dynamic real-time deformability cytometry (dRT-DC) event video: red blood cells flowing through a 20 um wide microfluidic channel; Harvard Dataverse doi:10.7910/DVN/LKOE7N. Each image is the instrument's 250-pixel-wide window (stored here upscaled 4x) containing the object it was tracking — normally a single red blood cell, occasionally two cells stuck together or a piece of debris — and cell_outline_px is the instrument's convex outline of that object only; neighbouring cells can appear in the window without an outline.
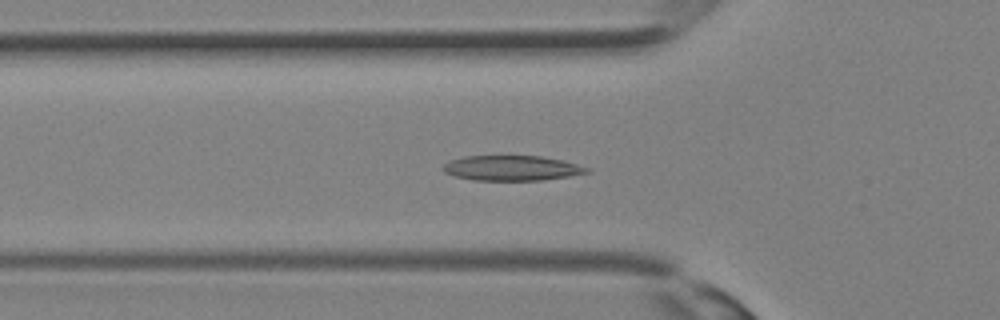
{"species": "Egyptian fruit bat (a non-hibernating species)", "species_latin": "Rousettus aegyptiacus", "temperature_condition": "room temperature", "stored_images_in_passage": 33, "camera_frame_rate_fps": 3000, "um_per_image_px": 0.085, "animal": {"sex": "female"}, "frame": {"image": 1, "passage_image": 12, "time_ms": 3.667, "image_size_px": [1000, 320], "cell_outline_px": [[592, 172], [544, 180], [472, 180], [456, 176], [444, 172], [440, 168], [448, 160], [464, 156], [544, 156], [564, 160], [592, 168]], "centroid_in_image_um": [43.53, 14.28], "position_along_channel_um": 82.3, "area_um2": 21.33}}
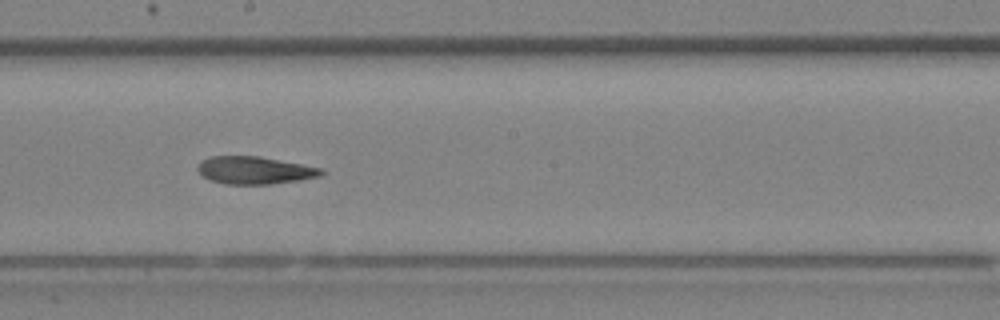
{"frame": {"image": 2, "passage_image": 19, "time_ms": 6.0, "image_size_px": [1000, 320], "cell_outline_px": [[324, 172], [320, 176], [300, 180], [268, 184], [224, 184], [212, 180], [204, 176], [196, 168], [200, 160], [212, 156], [260, 156], [324, 168]], "centroid_in_image_um": [21.66, 14.46], "position_along_channel_um": 226.5, "area_um2": 19.88}}
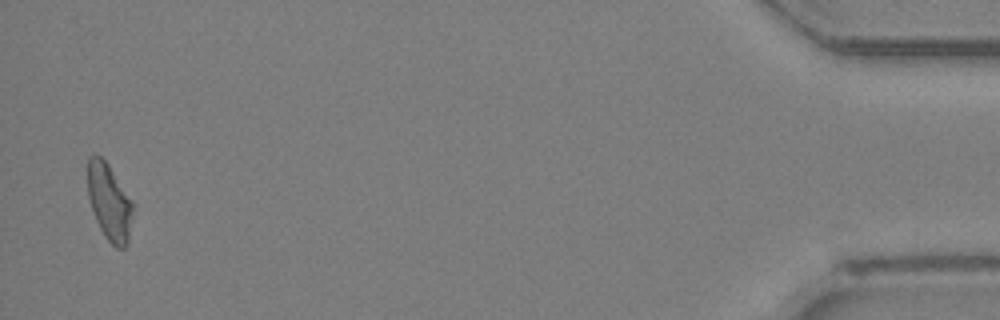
{"frame": {"image": 3, "passage_image": 33, "time_ms": 10.667, "image_size_px": [1000, 320], "cell_outline_px": [[136, 208], [128, 244], [124, 248], [116, 248], [104, 236], [96, 220], [88, 196], [88, 156], [100, 156], [108, 164], [136, 204]], "centroid_in_image_um": [9.36, 17.22], "position_along_channel_um": 425.8, "area_um2": 20.69}}